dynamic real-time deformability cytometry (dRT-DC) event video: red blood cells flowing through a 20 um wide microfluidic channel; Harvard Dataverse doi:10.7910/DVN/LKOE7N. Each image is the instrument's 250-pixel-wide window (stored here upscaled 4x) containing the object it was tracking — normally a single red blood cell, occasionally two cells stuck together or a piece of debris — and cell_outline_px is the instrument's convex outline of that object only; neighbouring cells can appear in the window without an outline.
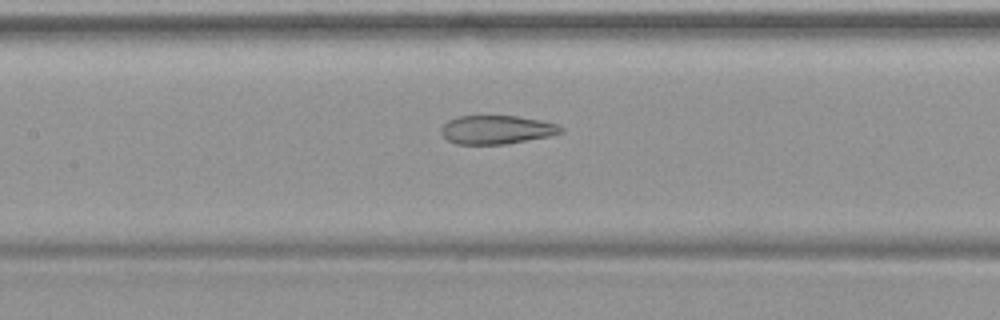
{"species": "common noctule bat (a hibernating species)", "species_latin": "Nyctalus noctula", "temperature_condition": "warm", "stored_images_in_passage": 35, "camera_frame_rate_fps": 3000, "um_per_image_px": 0.085, "animal": {"sex": "female", "body_mass_g": 19.9}, "frame": {"image": 1, "passage_image": 13, "time_ms": 4.0, "image_size_px": [1000, 320], "cell_outline_px": [[564, 132], [548, 136], [504, 144], [456, 144], [448, 140], [440, 132], [440, 128], [448, 120], [460, 116], [516, 116], [540, 120], [556, 124], [564, 128]], "centroid_in_image_um": [42.2, 11.02], "position_along_channel_um": 165.2, "area_um2": 19.83}}
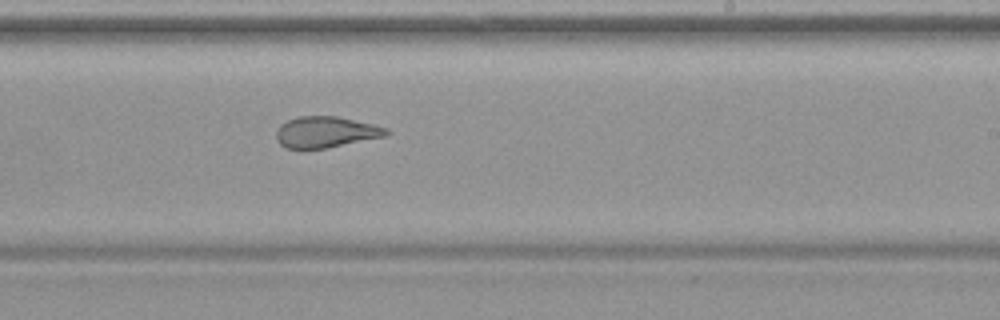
{"frame": {"image": 2, "passage_image": 20, "time_ms": 6.333, "image_size_px": [1000, 320], "cell_outline_px": [[392, 132], [388, 136], [328, 148], [300, 152], [284, 148], [276, 140], [276, 132], [280, 124], [288, 120], [300, 116], [336, 116], [372, 124], [388, 128]], "centroid_in_image_um": [27.67, 11.28], "position_along_channel_um": 261.3, "area_um2": 20.75}}
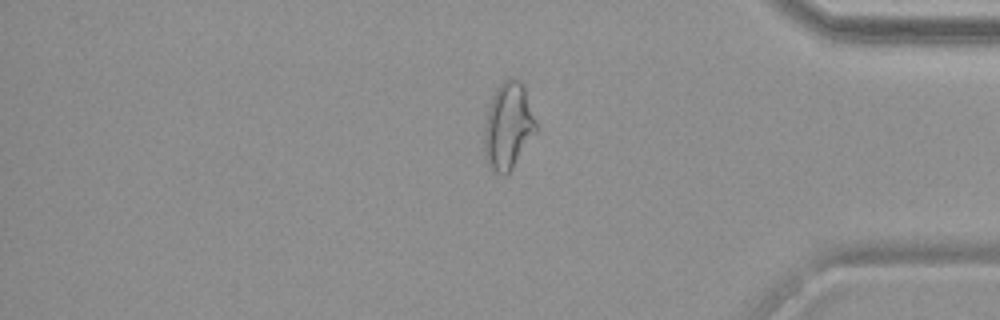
{"frame": {"image": 3, "passage_image": 31, "time_ms": 10.0, "image_size_px": [1000, 320], "cell_outline_px": [[536, 132], [508, 176], [500, 176], [488, 164], [484, 156], [484, 128], [488, 108], [492, 96], [496, 88], [504, 80], [512, 76], [520, 80], [524, 84], [536, 120]], "centroid_in_image_um": [43.2, 10.71], "position_along_channel_um": 392.0, "area_um2": 26.59}}